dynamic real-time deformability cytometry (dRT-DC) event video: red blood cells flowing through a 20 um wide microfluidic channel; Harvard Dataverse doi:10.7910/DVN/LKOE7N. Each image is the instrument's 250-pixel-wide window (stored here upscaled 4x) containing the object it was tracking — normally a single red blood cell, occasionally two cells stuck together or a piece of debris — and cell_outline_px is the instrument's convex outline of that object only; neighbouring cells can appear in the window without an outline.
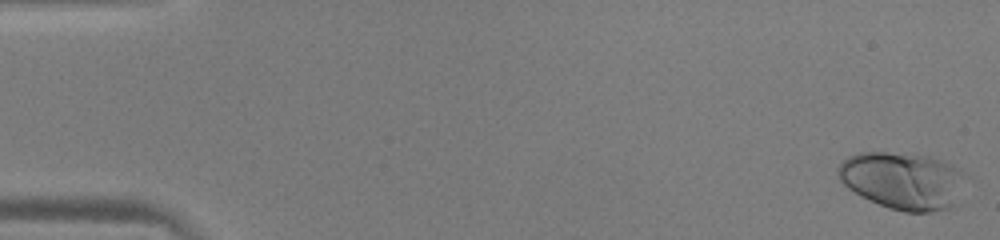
{"species": "human", "species_latin": "Homo sapiens", "temperature_condition": "warm", "stored_images_in_passage": 52, "camera_frame_rate_fps": 3000, "um_per_image_px": 0.085, "donor": {"sex": "male"}, "frame": {"image": 1, "passage_image": 1, "time_ms": 0.0, "image_size_px": [1000, 240], "cell_outline_px": [[964, 172], [948, 208], [932, 212], [904, 212], [888, 208], [848, 188], [840, 180], [836, 172], [836, 168], [848, 156], [860, 152], [884, 152], [928, 156], [952, 164]], "centroid_in_image_um": [76.62, 15.32], "position_along_channel_um": 8.4, "area_um2": 41.33}}
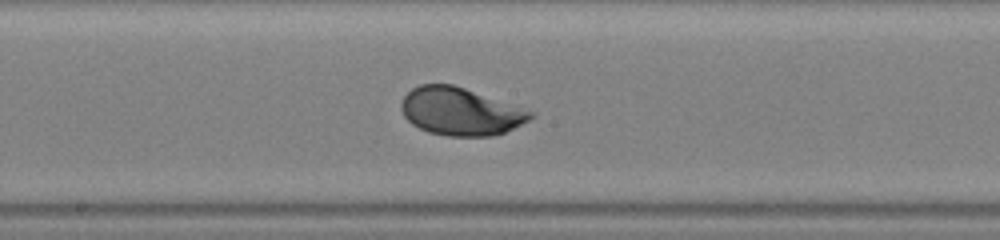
{"frame": {"image": 2, "passage_image": 28, "time_ms": 9.0, "image_size_px": [1000, 240], "cell_outline_px": [[536, 116], [504, 132], [492, 136], [448, 136], [428, 132], [412, 124], [404, 116], [400, 108], [400, 104], [404, 96], [412, 88], [420, 84], [452, 84], [536, 112]], "centroid_in_image_um": [39.12, 9.47], "position_along_channel_um": 209.1, "area_um2": 35.78}}
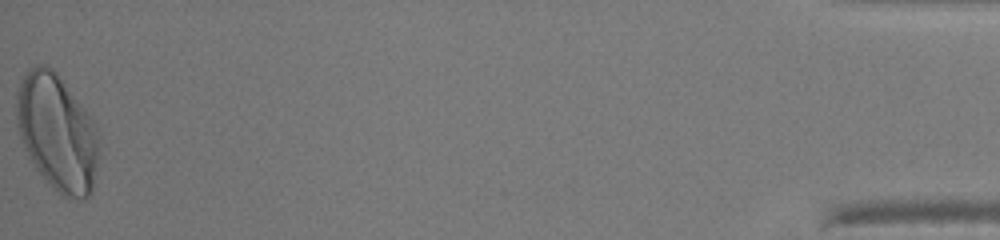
{"frame": {"image": 3, "passage_image": 52, "time_ms": 17.0, "image_size_px": [1000, 240], "cell_outline_px": [[100, 136], [92, 192], [84, 200], [80, 200], [64, 196], [36, 168], [28, 156], [20, 136], [16, 124], [16, 92], [20, 80], [24, 72], [28, 68], [36, 64], [44, 64], [52, 68], [60, 76], [92, 116]], "centroid_in_image_um": [4.86, 11.19], "position_along_channel_um": 430.3, "area_um2": 56.18}, "authors_computed_cell_mechanics": {"area_um2": 36.0672, "velocity_mm_per_s": 3.9907, "shape_relaxation_time_tau1_ms": 2.074, "shape_relaxation_time_tau2_ms": null, "deformation_change_tau1": 0.1517, "deformation_change_tau2": null}}